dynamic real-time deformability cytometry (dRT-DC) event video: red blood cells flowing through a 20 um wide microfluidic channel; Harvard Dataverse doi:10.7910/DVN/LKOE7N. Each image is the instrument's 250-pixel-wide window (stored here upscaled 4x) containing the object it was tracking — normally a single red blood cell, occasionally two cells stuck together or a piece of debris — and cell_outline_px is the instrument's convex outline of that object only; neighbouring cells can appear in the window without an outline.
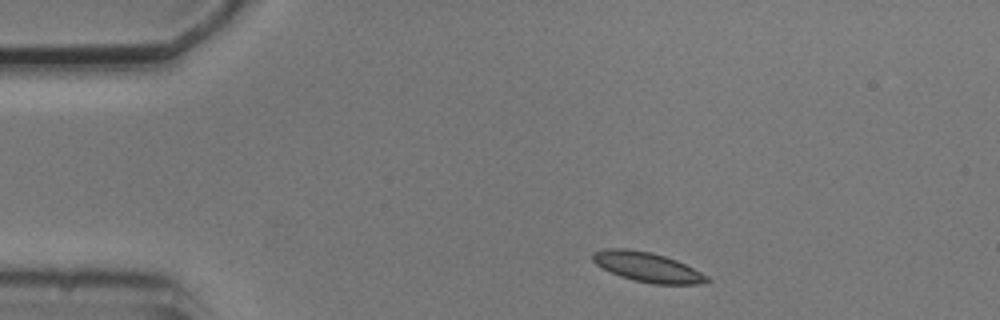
{"species": "common noctule bat (a hibernating species)", "species_latin": "Nyctalus noctula", "temperature_condition": "cold", "stored_images_in_passage": 3, "camera_frame_rate_fps": 3000, "um_per_image_px": 0.085, "animal": {"sex": "male", "body_mass_g": 20.5, "forearm_length_mm": 52.5}, "frame": {"image": 1, "passage_image": 1, "time_ms": 0.0, "image_size_px": [1000, 320], "cell_outline_px": [[712, 280], [700, 284], [652, 284], [632, 280], [620, 276], [596, 264], [592, 260], [592, 252], [604, 248], [628, 248], [652, 252], [676, 260], [708, 276]], "centroid_in_image_um": [55.01, 22.69], "position_along_channel_um": 30.0, "area_um2": 19.77}}
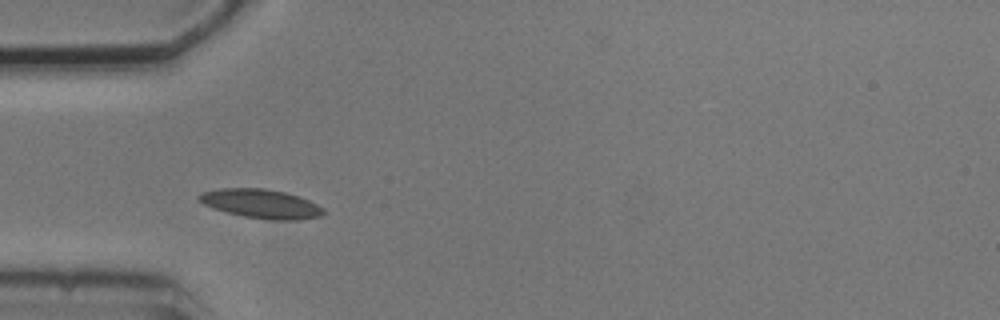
{"frame": {"image": 2, "passage_image": 2, "time_ms": 2.333, "image_size_px": [1000, 320], "cell_outline_px": [[328, 212], [320, 216], [296, 220], [272, 220], [244, 216], [228, 212], [204, 204], [196, 196], [204, 192], [216, 188], [264, 188], [284, 192], [308, 200], [324, 208]], "centroid_in_image_um": [22.22, 17.31], "position_along_channel_um": 62.8, "area_um2": 20.81}}
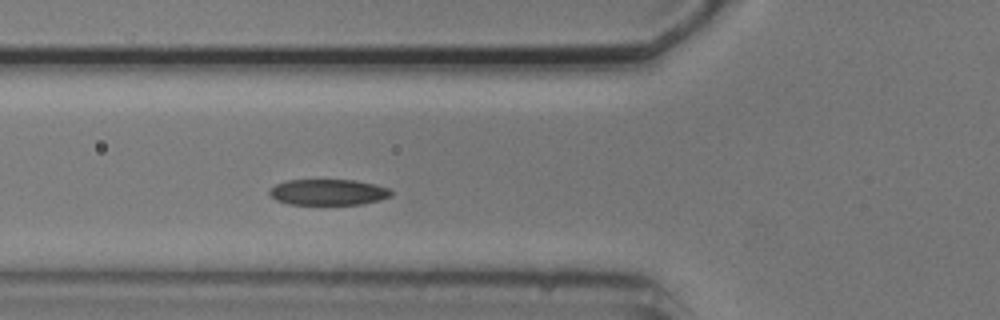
{"frame": {"image": 3, "passage_image": 3, "time_ms": 3.333, "image_size_px": [1000, 320], "cell_outline_px": [[392, 196], [380, 200], [360, 204], [288, 204], [276, 200], [268, 192], [276, 184], [288, 180], [356, 180], [376, 184], [388, 188], [392, 192]], "centroid_in_image_um": [27.93, 16.33], "position_along_channel_um": 97.9, "area_um2": 18.32}}